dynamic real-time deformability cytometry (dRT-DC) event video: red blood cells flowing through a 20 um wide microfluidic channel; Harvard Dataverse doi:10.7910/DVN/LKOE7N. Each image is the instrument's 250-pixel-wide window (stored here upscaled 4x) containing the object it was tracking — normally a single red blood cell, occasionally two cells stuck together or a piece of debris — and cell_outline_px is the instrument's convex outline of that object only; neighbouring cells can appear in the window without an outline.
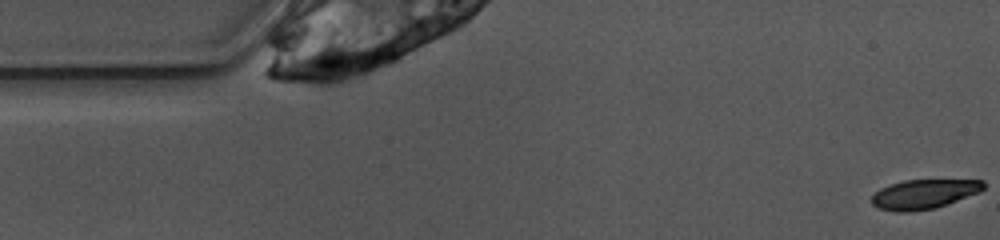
{"species": "common noctule bat (a hibernating species)", "species_latin": "Nyctalus noctula", "temperature_condition": "warm", "stored_images_in_passage": 4, "camera_frame_rate_fps": 3000, "um_per_image_px": 0.085, "animal": {"sex": "female", "body_mass_g": 10.0, "forearm_length_mm": 53.1}, "frame": {"image": 1, "passage_image": 1, "time_ms": 0.0, "image_size_px": [1000, 240], "cell_outline_px": [[984, 188], [980, 192], [936, 208], [908, 212], [896, 212], [876, 208], [872, 204], [872, 196], [880, 188], [904, 180], [984, 180]], "centroid_in_image_um": [78.52, 16.51], "position_along_channel_um": 6.5, "area_um2": 19.19}}